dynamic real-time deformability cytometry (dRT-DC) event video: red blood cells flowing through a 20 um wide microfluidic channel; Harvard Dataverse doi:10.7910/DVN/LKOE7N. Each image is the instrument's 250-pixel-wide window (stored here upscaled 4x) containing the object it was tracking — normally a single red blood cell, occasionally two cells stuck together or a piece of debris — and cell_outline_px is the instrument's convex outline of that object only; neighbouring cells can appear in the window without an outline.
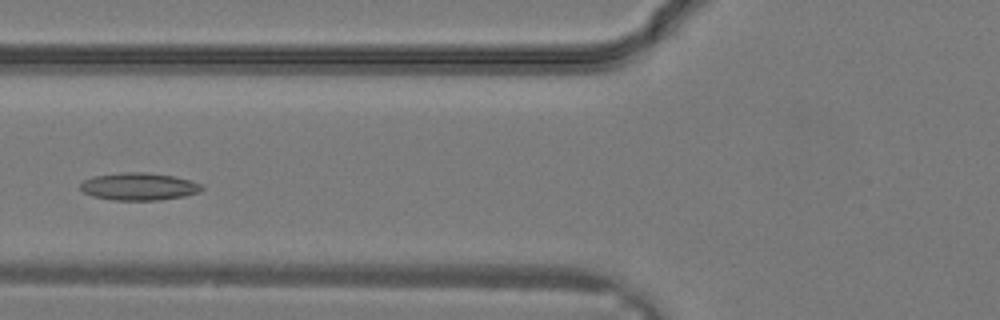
{"species": "common noctule bat (a hibernating species)", "species_latin": "Nyctalus noctula", "temperature_condition": "warm", "stored_images_in_passage": 18, "camera_frame_rate_fps": 3000, "um_per_image_px": 0.085, "animal": {"sex": "male", "body_mass_g": 19.2, "forearm_length_mm": 51.8}, "frame": {"image": 1, "passage_image": 9, "time_ms": 2.667, "image_size_px": [1000, 320], "cell_outline_px": [[204, 188], [200, 192], [184, 196], [160, 200], [116, 200], [92, 196], [84, 192], [80, 188], [80, 184], [84, 180], [92, 176], [124, 172], [144, 172], [172, 176], [188, 180], [200, 184]], "centroid_in_image_um": [11.79, 15.85], "position_along_channel_um": 114.0, "area_um2": 19.31}}
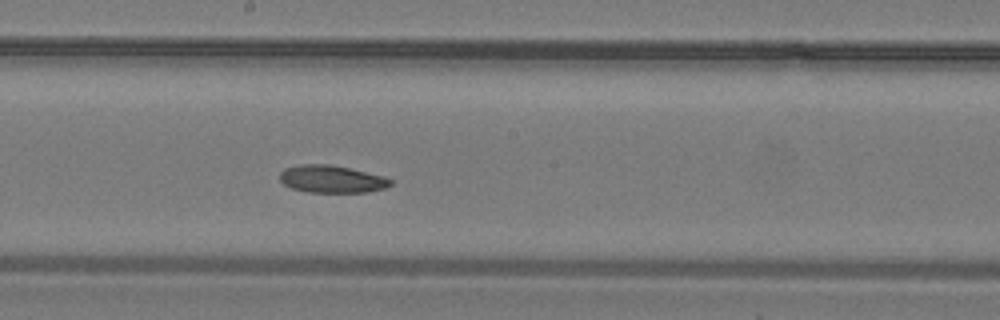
{"frame": {"image": 2, "passage_image": 14, "time_ms": 4.333, "image_size_px": [1000, 320], "cell_outline_px": [[392, 184], [384, 188], [368, 192], [308, 192], [292, 188], [284, 184], [280, 180], [280, 172], [284, 168], [300, 164], [332, 164], [384, 176], [392, 180]], "centroid_in_image_um": [28.19, 15.21], "position_along_channel_um": 220.0, "area_um2": 17.74}}
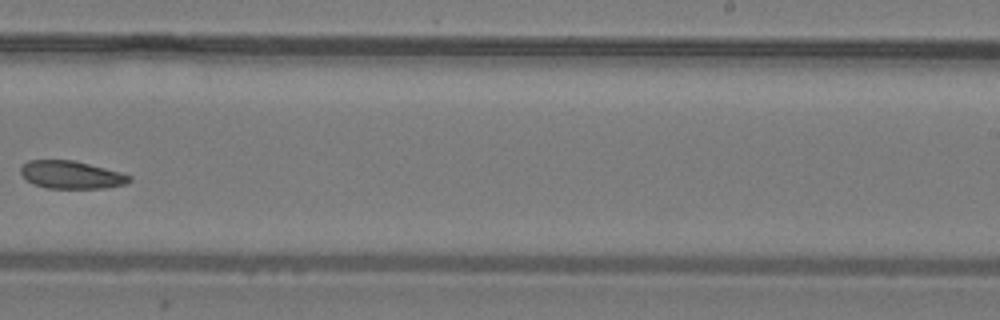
{"frame": {"image": 3, "passage_image": 17, "time_ms": 5.333, "image_size_px": [1000, 320], "cell_outline_px": [[132, 180], [124, 184], [104, 188], [48, 188], [36, 184], [28, 180], [20, 172], [20, 168], [28, 160], [72, 160], [120, 172], [132, 176]], "centroid_in_image_um": [6.07, 14.85], "position_along_channel_um": 282.9, "area_um2": 17.28}}